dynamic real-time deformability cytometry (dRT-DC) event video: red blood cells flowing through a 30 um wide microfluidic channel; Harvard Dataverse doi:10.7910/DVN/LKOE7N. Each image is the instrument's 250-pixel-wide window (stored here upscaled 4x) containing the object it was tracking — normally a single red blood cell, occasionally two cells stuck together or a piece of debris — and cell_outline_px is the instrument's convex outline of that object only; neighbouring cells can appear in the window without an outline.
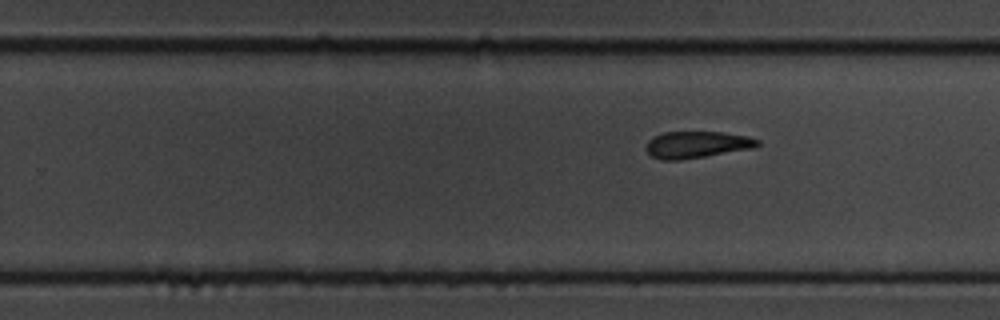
{"species": "common noctule bat (a hibernating species)", "species_latin": "Nyctalus noctula", "temperature_condition": "cold", "stored_images_in_passage": 9, "segment_of_instrument_passage": [2, 2], "camera_frame_rate_fps": 3000, "um_per_image_px": 0.085, "animal": {"sex": "male", "body_mass_g": 19.5, "forearm_length_mm": 54.6}, "frame": {"image": 1, "passage_image": 9, "time_ms": 2.667, "image_size_px": [1000, 320], "cell_outline_px": [[760, 144], [756, 148], [680, 160], [660, 160], [652, 156], [644, 148], [648, 140], [652, 136], [664, 132], [720, 132], [748, 136], [760, 140]], "centroid_in_image_um": [59.22, 12.29], "position_along_channel_um": 270.6, "area_um2": 17.57}}